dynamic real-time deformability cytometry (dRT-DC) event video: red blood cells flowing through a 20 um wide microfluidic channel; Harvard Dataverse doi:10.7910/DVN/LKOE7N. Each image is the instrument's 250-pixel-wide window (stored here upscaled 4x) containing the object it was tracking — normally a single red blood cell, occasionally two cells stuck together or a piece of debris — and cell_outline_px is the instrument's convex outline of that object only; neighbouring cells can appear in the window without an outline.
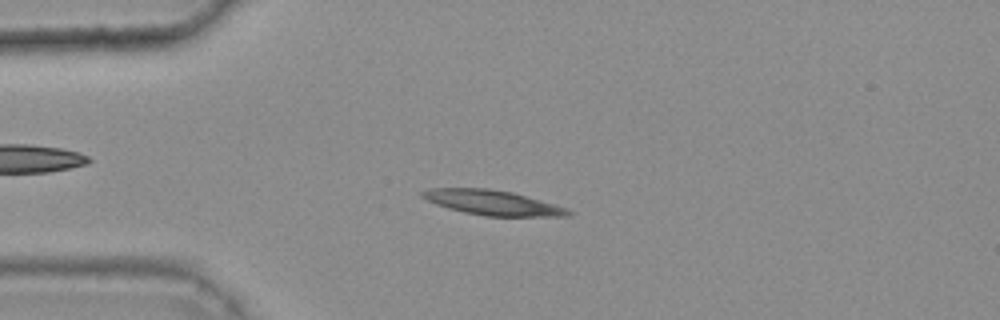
{"species": "common noctule bat (a hibernating species)", "species_latin": "Nyctalus noctula", "temperature_condition": "warm", "stored_images_in_passage": 41, "camera_frame_rate_fps": 3000, "um_per_image_px": 0.085, "animal": {"sex": "female", "body_mass_g": 25.1}, "frame": {"image": 1, "passage_image": 12, "time_ms": 3.667, "image_size_px": [1000, 320], "cell_outline_px": [[572, 212], [568, 216], [484, 216], [464, 212], [448, 208], [436, 204], [420, 196], [420, 192], [428, 188], [488, 188], [512, 192], [568, 208]], "centroid_in_image_um": [41.84, 17.22], "position_along_channel_um": 43.2, "area_um2": 21.04}}
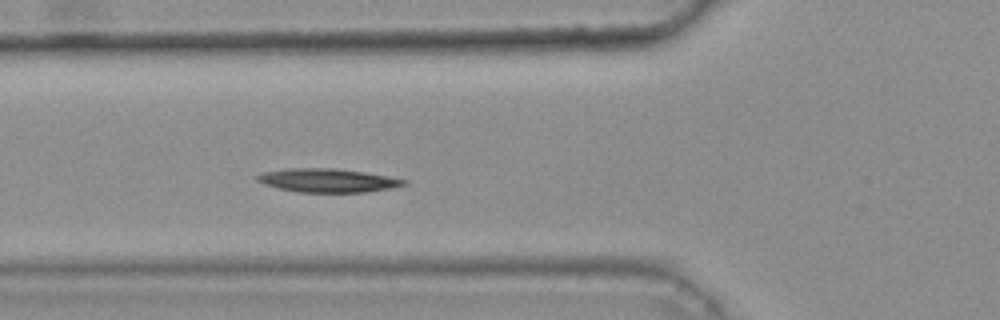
{"frame": {"image": 2, "passage_image": 18, "time_ms": 5.667, "image_size_px": [1000, 320], "cell_outline_px": [[408, 184], [392, 188], [368, 192], [296, 192], [264, 184], [256, 180], [256, 176], [260, 172], [288, 168], [336, 168], [364, 172], [388, 176], [408, 180]], "centroid_in_image_um": [27.86, 15.33], "position_along_channel_um": 97.9, "area_um2": 20.35}}
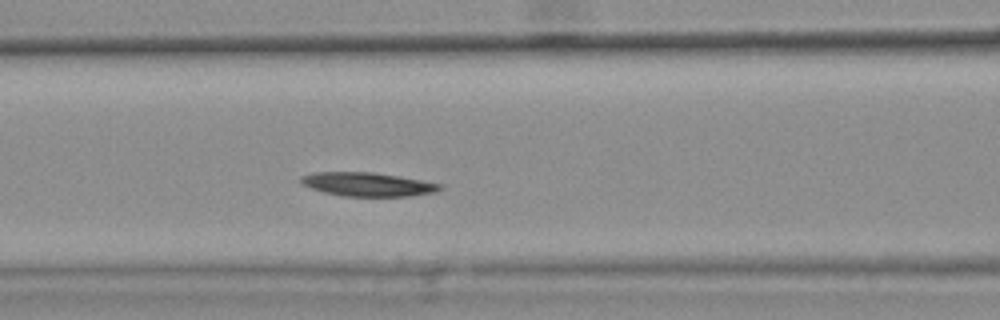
{"frame": {"image": 3, "passage_image": 21, "time_ms": 6.667, "image_size_px": [1000, 320], "cell_outline_px": [[444, 188], [436, 192], [412, 196], [344, 196], [324, 192], [312, 188], [304, 184], [300, 180], [300, 176], [312, 172], [372, 172], [400, 176], [444, 184]], "centroid_in_image_um": [31.31, 15.66], "position_along_channel_um": 135.3, "area_um2": 19.36}, "authors_computed_cell_mechanics": {"area_um2": 20.5768, "velocity_mm_per_s": 3.7369, "shape_relaxation_time_tau1_ms": 10.0696, "shape_relaxation_time_tau2_ms": null, "deformation_change_tau1": 0.1488, "deformation_change_tau2": null}}